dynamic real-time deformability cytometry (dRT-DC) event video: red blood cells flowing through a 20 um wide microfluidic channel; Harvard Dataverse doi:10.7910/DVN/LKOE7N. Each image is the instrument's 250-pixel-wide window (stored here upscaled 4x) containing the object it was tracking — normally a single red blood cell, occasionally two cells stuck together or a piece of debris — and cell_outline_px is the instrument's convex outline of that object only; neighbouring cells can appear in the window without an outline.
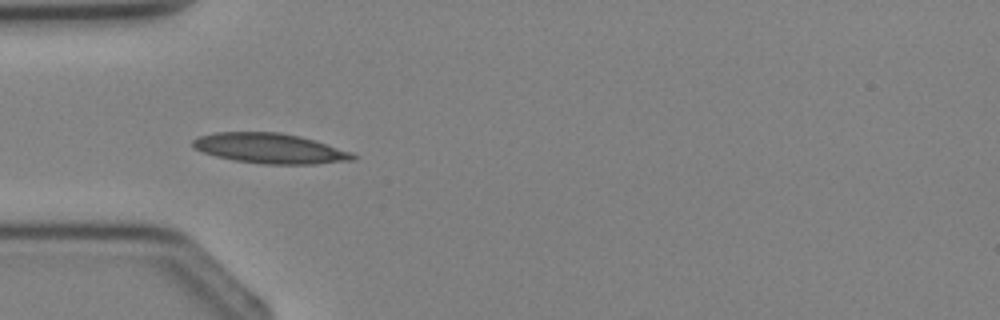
{"species": "Egyptian fruit bat (a non-hibernating species)", "species_latin": "Rousettus aegyptiacus", "temperature_condition": "cold", "stored_images_in_passage": 2, "camera_frame_rate_fps": 3000, "um_per_image_px": 0.085, "animal": {"sex": "female"}, "frame": {"image": 1, "passage_image": 2, "time_ms": 2.0, "image_size_px": [1000, 320], "cell_outline_px": [[356, 160], [312, 164], [264, 164], [232, 160], [216, 156], [192, 148], [192, 140], [200, 136], [216, 132], [280, 132], [300, 136], [316, 140], [352, 152], [356, 156]], "centroid_in_image_um": [22.96, 12.61], "position_along_channel_um": 62.0, "area_um2": 28.21}}